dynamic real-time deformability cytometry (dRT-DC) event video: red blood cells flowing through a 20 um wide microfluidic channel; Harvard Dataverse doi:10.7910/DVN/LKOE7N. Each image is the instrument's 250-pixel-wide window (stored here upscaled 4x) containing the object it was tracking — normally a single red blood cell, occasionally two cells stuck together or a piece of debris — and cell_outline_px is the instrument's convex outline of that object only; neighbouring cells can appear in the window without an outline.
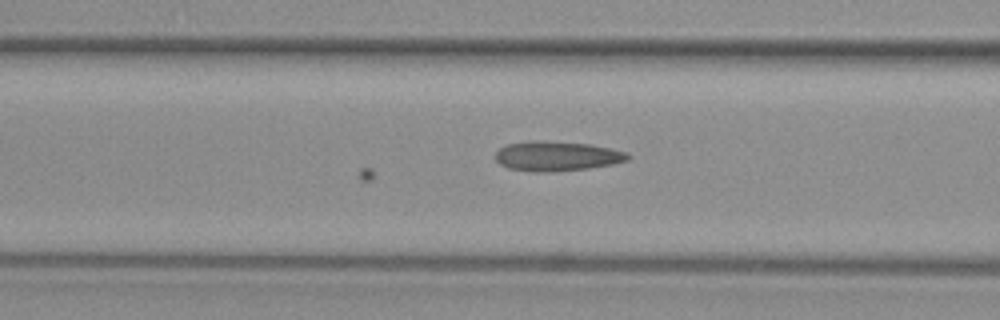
{"species": "common noctule bat (a hibernating species)", "species_latin": "Nyctalus noctula", "temperature_condition": "warm", "stored_images_in_passage": 22, "camera_frame_rate_fps": 3000, "um_per_image_px": 0.085, "animal": {"sex": "female", "body_mass_g": 29.2, "forearm_length_mm": 56.3}, "frame": {"image": 1, "passage_image": 22, "time_ms": 7.0, "image_size_px": [1000, 320], "cell_outline_px": [[632, 156], [628, 160], [612, 164], [588, 168], [552, 172], [532, 172], [508, 168], [500, 164], [496, 160], [496, 152], [500, 148], [508, 144], [536, 140], [592, 144], [628, 152]], "centroid_in_image_um": [47.36, 13.27], "position_along_channel_um": 119.2, "area_um2": 23.0}}